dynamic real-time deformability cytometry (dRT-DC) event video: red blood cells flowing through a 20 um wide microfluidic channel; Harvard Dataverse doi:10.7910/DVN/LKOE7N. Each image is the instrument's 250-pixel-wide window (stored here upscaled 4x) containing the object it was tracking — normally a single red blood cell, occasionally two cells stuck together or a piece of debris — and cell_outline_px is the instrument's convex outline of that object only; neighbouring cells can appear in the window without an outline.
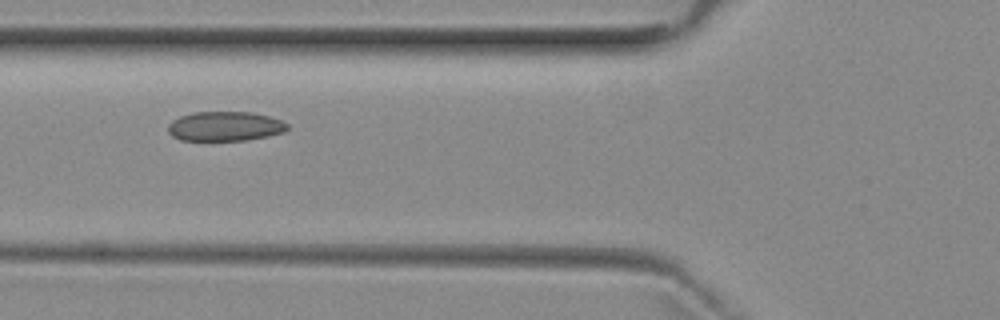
{"species": "common noctule bat (a hibernating species)", "species_latin": "Nyctalus noctula", "temperature_condition": "room temperature", "stored_images_in_passage": 6, "camera_frame_rate_fps": 3000, "um_per_image_px": 0.085, "animal": {"sex": "female", "body_mass_g": 29.2, "forearm_length_mm": 56.3}, "frame": {"image": 1, "passage_image": 4, "time_ms": 3.667, "image_size_px": [1000, 320], "cell_outline_px": [[288, 128], [284, 132], [268, 136], [248, 140], [180, 140], [172, 136], [168, 132], [168, 124], [172, 120], [180, 116], [192, 112], [252, 112], [268, 116], [280, 120], [288, 124]], "centroid_in_image_um": [19.11, 10.73], "position_along_channel_um": 106.7, "area_um2": 20.58}}
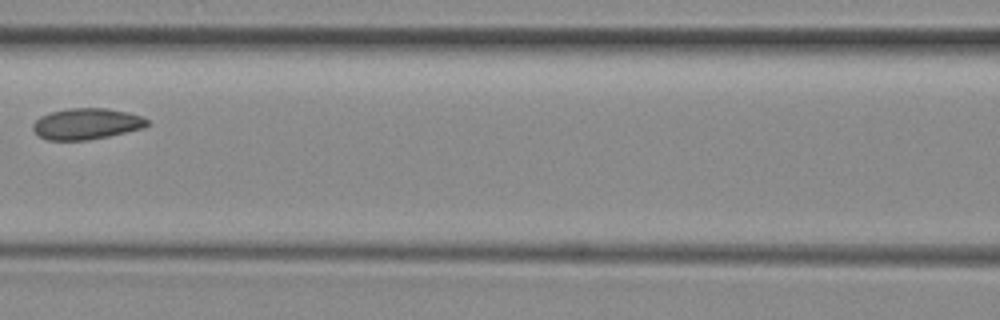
{"frame": {"image": 2, "passage_image": 5, "time_ms": 5.0, "image_size_px": [1000, 320], "cell_outline_px": [[148, 124], [144, 128], [108, 136], [88, 140], [48, 140], [40, 136], [32, 128], [32, 124], [40, 116], [52, 112], [68, 108], [108, 108], [128, 112], [140, 116], [148, 120]], "centroid_in_image_um": [7.36, 10.52], "position_along_channel_um": 159.2, "area_um2": 20.63}}
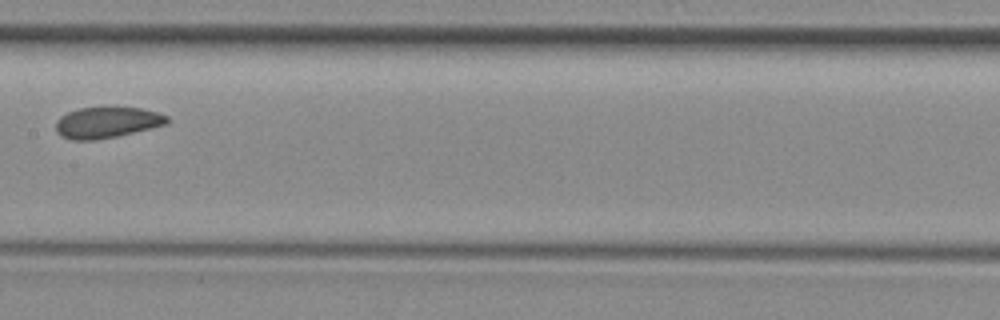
{"frame": {"image": 3, "passage_image": 6, "time_ms": 6.0, "image_size_px": [1000, 320], "cell_outline_px": [[168, 124], [116, 136], [96, 140], [72, 140], [56, 132], [56, 120], [60, 116], [68, 112], [80, 108], [140, 108], [160, 112], [168, 116]], "centroid_in_image_um": [9.1, 10.41], "position_along_channel_um": 198.3, "area_um2": 19.94}}